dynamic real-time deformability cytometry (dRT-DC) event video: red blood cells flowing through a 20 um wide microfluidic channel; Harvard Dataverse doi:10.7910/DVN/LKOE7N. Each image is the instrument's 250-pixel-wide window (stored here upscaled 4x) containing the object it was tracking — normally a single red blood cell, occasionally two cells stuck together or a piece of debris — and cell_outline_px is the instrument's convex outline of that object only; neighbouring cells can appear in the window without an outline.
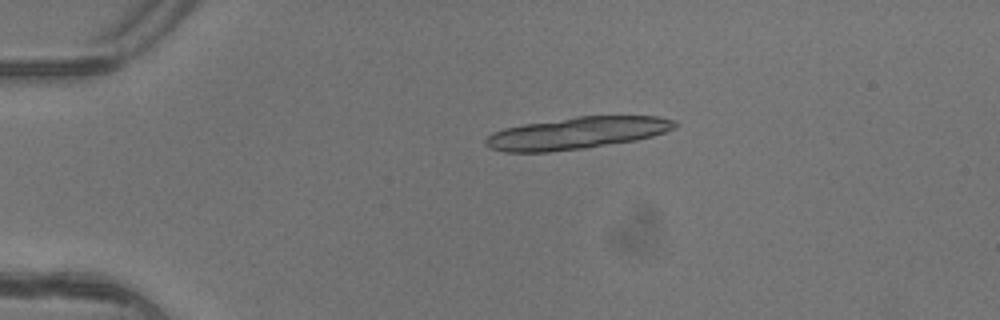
{"species": "common noctule bat (a hibernating species)", "species_latin": "Nyctalus noctula", "temperature_condition": "warm", "stored_images_in_passage": 6, "camera_frame_rate_fps": 3000, "um_per_image_px": 0.085, "animal": {"sex": "female"}, "frame": {"image": 1, "passage_image": 6, "time_ms": 1.667, "image_size_px": [1000, 320], "cell_outline_px": [[680, 124], [676, 128], [652, 136], [636, 140], [584, 148], [548, 152], [504, 152], [488, 148], [484, 144], [484, 140], [492, 132], [504, 128], [524, 124], [576, 116], [656, 116], [676, 120]], "centroid_in_image_um": [49.03, 11.31], "position_along_channel_um": 36.0, "area_um2": 35.43}}